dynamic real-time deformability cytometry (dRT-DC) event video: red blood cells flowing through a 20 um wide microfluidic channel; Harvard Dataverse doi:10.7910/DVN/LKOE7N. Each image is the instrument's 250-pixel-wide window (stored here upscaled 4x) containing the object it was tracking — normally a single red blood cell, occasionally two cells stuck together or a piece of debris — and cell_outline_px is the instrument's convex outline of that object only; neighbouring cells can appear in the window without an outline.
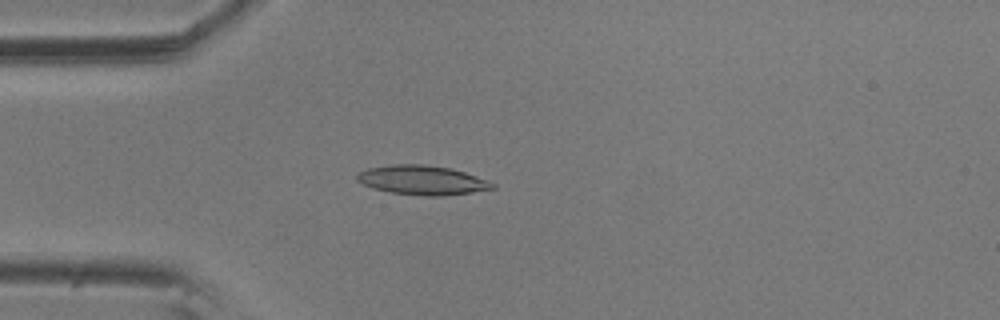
{"species": "common noctule bat (a hibernating species)", "species_latin": "Nyctalus noctula", "temperature_condition": "room temperature", "stored_images_in_passage": 8, "camera_frame_rate_fps": 3000, "um_per_image_px": 0.085, "animal": {"sex": "male", "body_mass_g": 20.5, "forearm_length_mm": 52.5}, "frame": {"image": 1, "passage_image": 5, "time_ms": 1.333, "image_size_px": [1000, 320], "cell_outline_px": [[496, 188], [472, 192], [444, 196], [424, 196], [392, 192], [372, 188], [356, 180], [356, 172], [368, 168], [392, 164], [424, 164], [452, 168], [488, 180], [496, 184]], "centroid_in_image_um": [35.89, 15.3], "position_along_channel_um": 49.1, "area_um2": 23.29}}
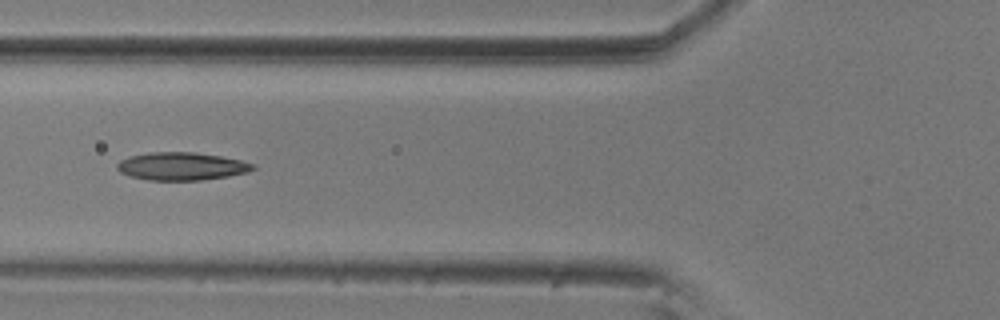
{"frame": {"image": 2, "passage_image": 7, "time_ms": 2.0, "image_size_px": [1000, 320], "cell_outline_px": [[256, 168], [248, 172], [228, 176], [200, 180], [148, 180], [132, 176], [120, 172], [116, 168], [116, 164], [120, 160], [128, 156], [148, 152], [196, 152], [220, 156], [240, 160], [256, 164]], "centroid_in_image_um": [15.43, 14.12], "position_along_channel_um": 110.4, "area_um2": 22.14}}
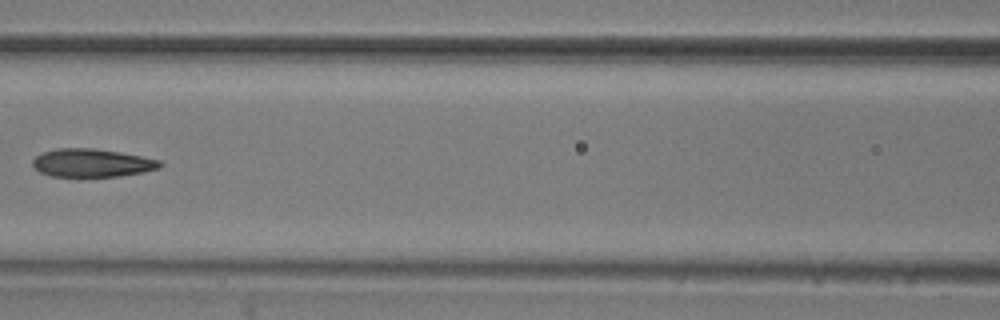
{"frame": {"image": 3, "passage_image": 8, "time_ms": 2.333, "image_size_px": [1000, 320], "cell_outline_px": [[164, 164], [160, 168], [144, 172], [120, 176], [52, 176], [40, 172], [32, 164], [32, 160], [36, 156], [44, 152], [56, 148], [92, 148], [120, 152], [160, 160]], "centroid_in_image_um": [7.84, 13.84], "position_along_channel_um": 158.8, "area_um2": 20.81}}